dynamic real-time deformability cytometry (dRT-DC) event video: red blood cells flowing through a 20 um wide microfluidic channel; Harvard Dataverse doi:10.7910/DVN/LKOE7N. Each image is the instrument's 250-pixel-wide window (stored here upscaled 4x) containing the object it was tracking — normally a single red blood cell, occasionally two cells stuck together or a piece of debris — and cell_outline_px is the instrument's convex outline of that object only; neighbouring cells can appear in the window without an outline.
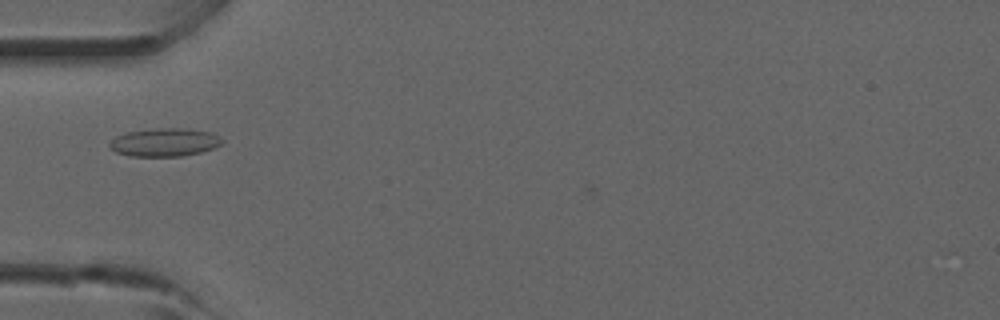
{"species": "common noctule bat (a hibernating species)", "species_latin": "Nyctalus noctula", "temperature_condition": "room temperature", "stored_images_in_passage": 5, "camera_frame_rate_fps": 3000, "um_per_image_px": 0.085, "animal": {"sex": "male", "forearm_length_mm": 52.5}, "frame": {"image": 1, "passage_image": 4, "time_ms": 3.667, "image_size_px": [1000, 320], "cell_outline_px": [[224, 140], [220, 144], [212, 148], [200, 152], [180, 156], [132, 156], [116, 152], [108, 144], [116, 136], [124, 132], [160, 128], [184, 128], [212, 132]], "centroid_in_image_um": [13.98, 12.08], "position_along_channel_um": 71.0, "area_um2": 18.32}}
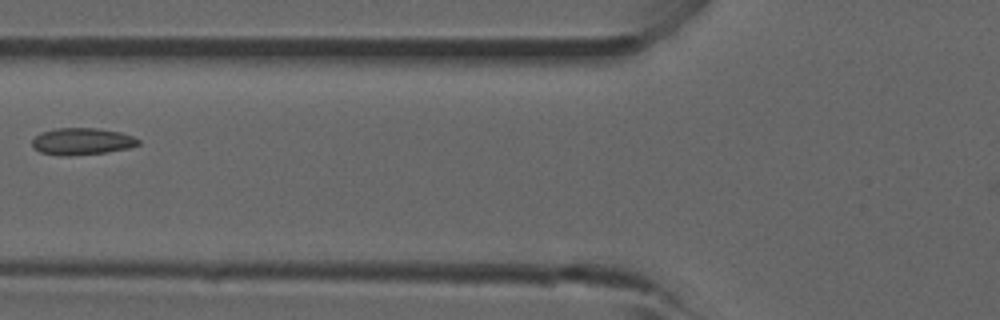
{"frame": {"image": 2, "passage_image": 5, "time_ms": 4.667, "image_size_px": [1000, 320], "cell_outline_px": [[140, 144], [128, 148], [104, 152], [68, 156], [60, 156], [40, 152], [32, 148], [32, 140], [36, 136], [44, 132], [56, 128], [96, 128], [120, 132], [132, 136], [140, 140]], "centroid_in_image_um": [6.95, 12.02], "position_along_channel_um": 118.9, "area_um2": 16.53}}